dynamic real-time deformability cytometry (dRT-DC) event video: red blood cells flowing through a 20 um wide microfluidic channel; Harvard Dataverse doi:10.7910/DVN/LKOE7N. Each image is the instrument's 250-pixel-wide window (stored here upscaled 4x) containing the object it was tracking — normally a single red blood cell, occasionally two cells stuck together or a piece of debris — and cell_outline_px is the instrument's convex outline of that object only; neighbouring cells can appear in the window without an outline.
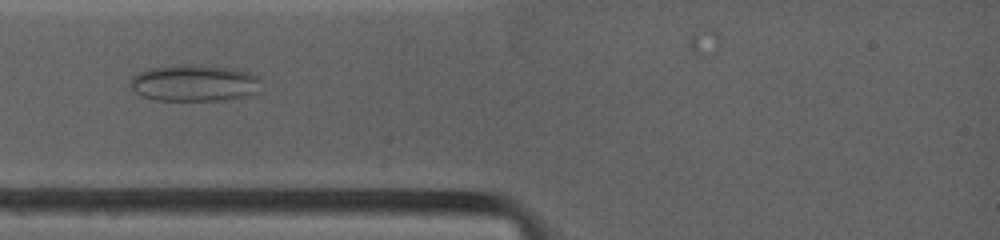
{"species": "common noctule bat (a hibernating species)", "species_latin": "Nyctalus noctula", "temperature_condition": "warm", "stored_images_in_passage": 25, "camera_frame_rate_fps": 4500, "um_per_image_px": 0.085, "animal": {"sex": "female", "body_mass_g": 19.0, "forearm_length_mm": 53.3}, "frame": {"image": 1, "passage_image": 1, "time_ms": 0.0, "image_size_px": [1000, 240], "cell_outline_px": [[260, 80], [256, 92], [240, 96], [220, 100], [156, 100], [140, 96], [128, 84], [132, 76], [136, 72], [148, 68], [180, 64], [196, 64], [232, 68], [248, 72], [256, 76]], "centroid_in_image_um": [16.41, 7.03], "position_along_channel_um": 68.6, "area_um2": 27.92}}
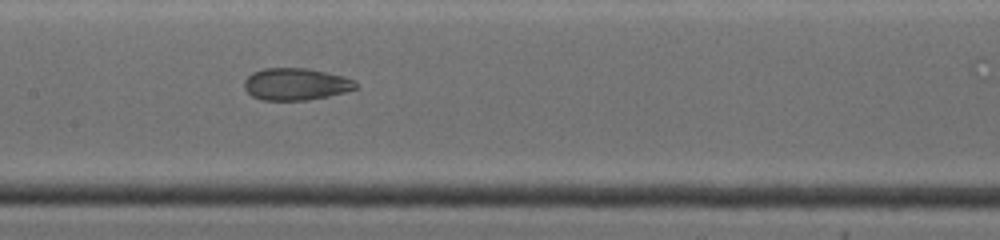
{"frame": {"image": 2, "passage_image": 9, "time_ms": 2.889, "image_size_px": [1000, 240], "cell_outline_px": [[356, 88], [344, 92], [328, 96], [304, 100], [264, 100], [252, 96], [244, 88], [244, 80], [252, 72], [264, 68], [308, 68], [344, 76], [356, 80]], "centroid_in_image_um": [25.14, 7.14], "position_along_channel_um": 182.3, "area_um2": 20.81}}
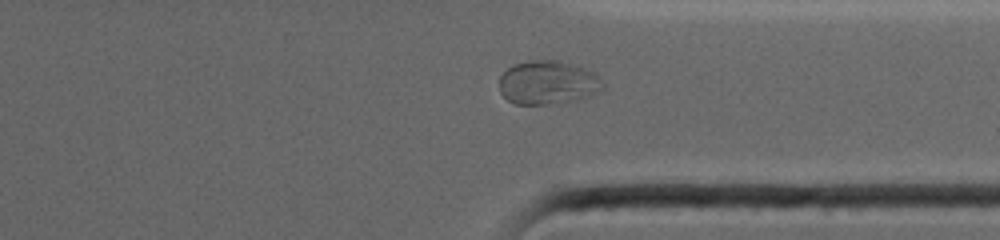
{"frame": {"image": 3, "passage_image": 22, "time_ms": 7.556, "image_size_px": [1000, 240], "cell_outline_px": [[604, 88], [600, 92], [592, 96], [544, 104], [516, 104], [508, 100], [500, 92], [500, 76], [512, 64], [528, 60], [560, 60], [580, 64], [596, 72], [604, 84]], "centroid_in_image_um": [46.62, 6.97], "position_along_channel_um": 364.8, "area_um2": 26.76}}